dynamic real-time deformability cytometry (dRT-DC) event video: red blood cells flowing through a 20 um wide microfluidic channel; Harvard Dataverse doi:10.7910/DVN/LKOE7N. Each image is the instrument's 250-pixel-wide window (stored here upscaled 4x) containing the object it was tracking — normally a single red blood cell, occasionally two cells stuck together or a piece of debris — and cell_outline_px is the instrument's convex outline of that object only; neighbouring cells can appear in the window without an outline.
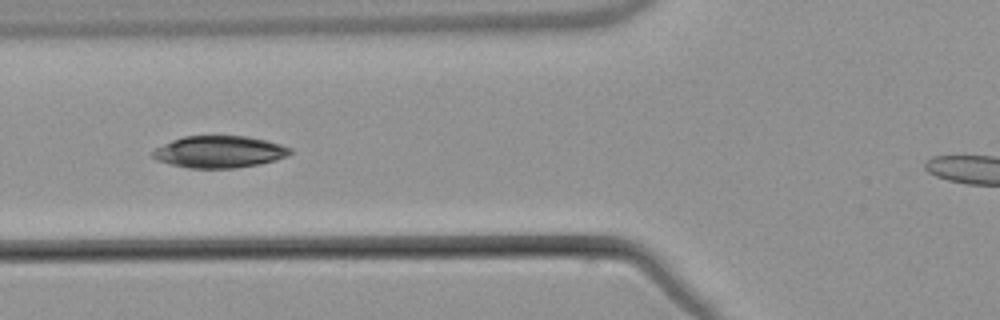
{"species": "common noctule bat (a hibernating species)", "species_latin": "Nyctalus noctula", "temperature_condition": "warm", "stored_images_in_passage": 7, "camera_frame_rate_fps": 3000, "um_per_image_px": 0.085, "animal": {"sex": "male", "body_mass_g": 21.5, "forearm_length_mm": 52.0}, "frame": {"image": 1, "passage_image": 6, "time_ms": 6.333, "image_size_px": [1000, 320], "cell_outline_px": [[292, 152], [288, 156], [276, 160], [260, 164], [236, 168], [188, 168], [156, 160], [152, 156], [152, 152], [156, 148], [172, 140], [184, 136], [248, 136], [280, 144], [292, 148]], "centroid_in_image_um": [18.67, 12.91], "position_along_channel_um": 107.1, "area_um2": 25.55}}
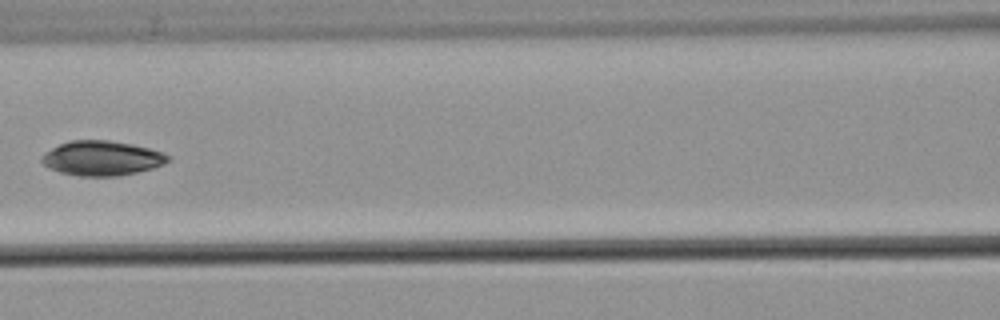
{"frame": {"image": 2, "passage_image": 7, "time_ms": 7.667, "image_size_px": [1000, 320], "cell_outline_px": [[172, 160], [164, 164], [152, 168], [136, 172], [116, 176], [80, 176], [60, 172], [48, 168], [40, 160], [44, 152], [68, 140], [108, 140], [132, 144], [148, 148], [172, 156]], "centroid_in_image_um": [8.65, 13.44], "position_along_channel_um": 157.9, "area_um2": 25.55}}